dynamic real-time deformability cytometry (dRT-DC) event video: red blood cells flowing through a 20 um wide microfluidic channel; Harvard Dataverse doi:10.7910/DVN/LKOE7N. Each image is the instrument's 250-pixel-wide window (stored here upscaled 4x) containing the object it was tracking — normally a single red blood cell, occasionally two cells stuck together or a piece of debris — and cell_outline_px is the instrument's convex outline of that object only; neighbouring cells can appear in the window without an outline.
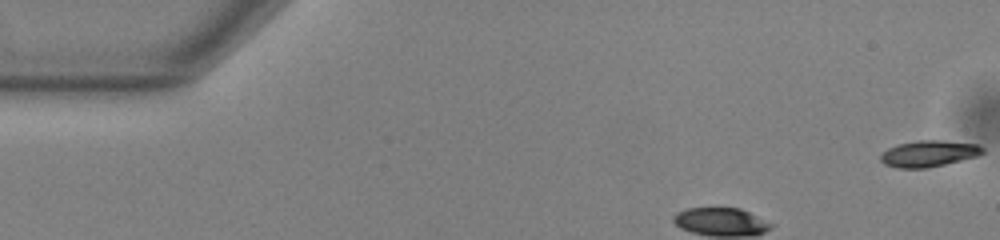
{"species": "common noctule bat (a hibernating species)", "species_latin": "Nyctalus noctula", "temperature_condition": "warm", "stored_images_in_passage": 41, "camera_frame_rate_fps": 3000, "um_per_image_px": 0.085, "animal": {"sex": "male", "body_mass_g": 13.0, "forearm_length_mm": 53.1}, "frame": {"image": 1, "passage_image": 1, "time_ms": 0.0, "image_size_px": [1000, 240], "cell_outline_px": [[984, 152], [976, 156], [928, 168], [896, 168], [884, 164], [880, 160], [880, 156], [888, 148], [900, 144], [916, 140], [944, 140], [980, 144], [984, 148]], "centroid_in_image_um": [78.96, 13.05], "position_along_channel_um": 6.0, "area_um2": 15.66}}
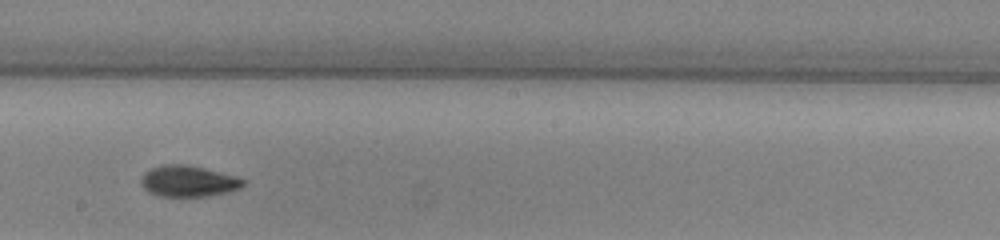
{"frame": {"image": 2, "passage_image": 23, "time_ms": 7.333, "image_size_px": [1000, 240], "cell_outline_px": [[244, 184], [240, 188], [228, 192], [204, 196], [160, 196], [148, 192], [140, 184], [140, 180], [144, 172], [152, 168], [164, 164], [184, 164], [204, 168], [236, 176], [244, 180]], "centroid_in_image_um": [15.97, 15.39], "position_along_channel_um": 232.2, "area_um2": 18.44}}
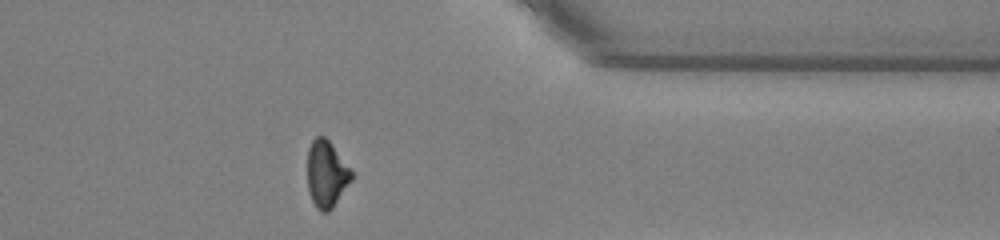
{"frame": {"image": 3, "passage_image": 36, "time_ms": 11.667, "image_size_px": [1000, 240], "cell_outline_px": [[352, 180], [332, 208], [328, 212], [320, 212], [316, 208], [308, 192], [308, 148], [312, 140], [316, 136], [324, 136], [328, 140], [352, 172]], "centroid_in_image_um": [27.73, 14.82], "position_along_channel_um": 383.7, "area_um2": 16.94}, "authors_computed_cell_mechanics": {"area_um2": 17.918, "velocity_mm_per_s": 3.8357, "shape_relaxation_time_tau1_ms": 2.8594, "shape_relaxation_time_tau2_ms": 3.6713, "deformation_change_tau1": 0.1396, "deformation_change_tau2": 0.1004}}